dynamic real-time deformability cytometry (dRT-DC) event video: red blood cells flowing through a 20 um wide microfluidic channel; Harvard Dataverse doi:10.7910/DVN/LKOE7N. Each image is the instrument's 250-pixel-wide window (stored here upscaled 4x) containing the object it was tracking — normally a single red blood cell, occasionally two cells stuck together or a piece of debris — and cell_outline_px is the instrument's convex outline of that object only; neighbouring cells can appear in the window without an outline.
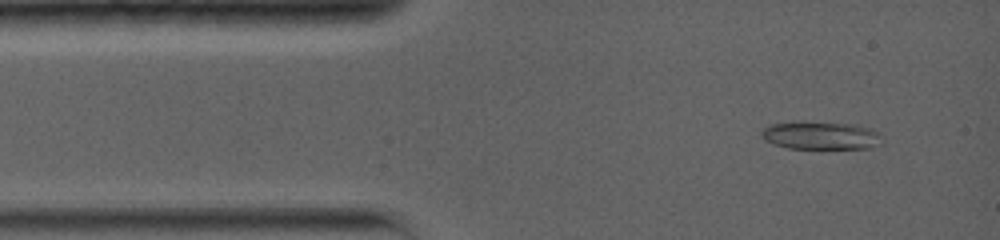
{"species": "common noctule bat (a hibernating species)", "species_latin": "Nyctalus noctula", "temperature_condition": "warm", "stored_images_in_passage": 36, "camera_frame_rate_fps": 5000, "um_per_image_px": 0.085, "animal": {"sex": "female", "body_mass_g": 19.0, "forearm_length_mm": 56.7}, "frame": {"image": 1, "passage_image": 2, "time_ms": 0.4, "image_size_px": [1000, 240], "cell_outline_px": [[880, 144], [868, 148], [788, 148], [764, 140], [760, 132], [768, 124], [800, 120], [852, 124], [868, 128], [880, 132]], "centroid_in_image_um": [69.71, 11.49], "position_along_channel_um": 15.3, "area_um2": 19.83}}
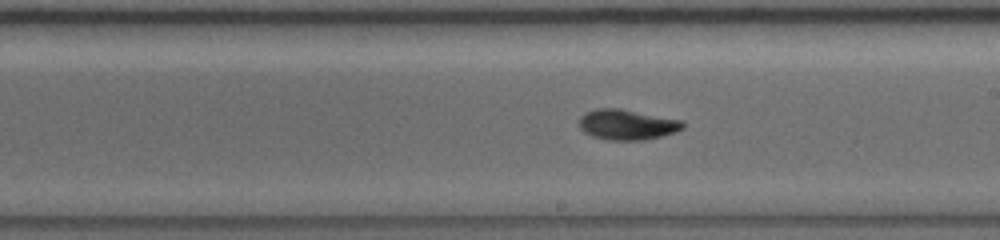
{"frame": {"image": 2, "passage_image": 17, "time_ms": 7.4, "image_size_px": [1000, 240], "cell_outline_px": [[684, 128], [676, 132], [644, 140], [608, 140], [592, 136], [584, 132], [580, 128], [576, 120], [584, 112], [596, 108], [620, 108], [680, 120], [684, 124]], "centroid_in_image_um": [53.23, 10.58], "position_along_channel_um": 235.8, "area_um2": 18.5}}
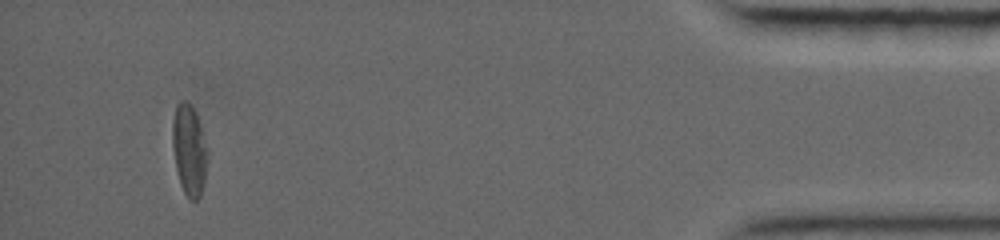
{"frame": {"image": 3, "passage_image": 32, "time_ms": 14.4, "image_size_px": [1000, 240], "cell_outline_px": [[208, 160], [204, 184], [200, 196], [196, 200], [188, 200], [180, 184], [176, 168], [172, 148], [172, 120], [176, 104], [180, 100], [184, 100], [192, 108], [200, 124], [208, 148]], "centroid_in_image_um": [16.08, 12.78], "position_along_channel_um": 419.1, "area_um2": 18.84}, "authors_computed_cell_mechanics": {"area_um2": 18.2648, "velocity_mm_per_s": 3.8155, "shape_relaxation_time_tau1_ms": 4.955, "shape_relaxation_time_tau2_ms": 4.3515, "deformation_change_tau1": 0.1741, "deformation_change_tau2": 0.0944}}